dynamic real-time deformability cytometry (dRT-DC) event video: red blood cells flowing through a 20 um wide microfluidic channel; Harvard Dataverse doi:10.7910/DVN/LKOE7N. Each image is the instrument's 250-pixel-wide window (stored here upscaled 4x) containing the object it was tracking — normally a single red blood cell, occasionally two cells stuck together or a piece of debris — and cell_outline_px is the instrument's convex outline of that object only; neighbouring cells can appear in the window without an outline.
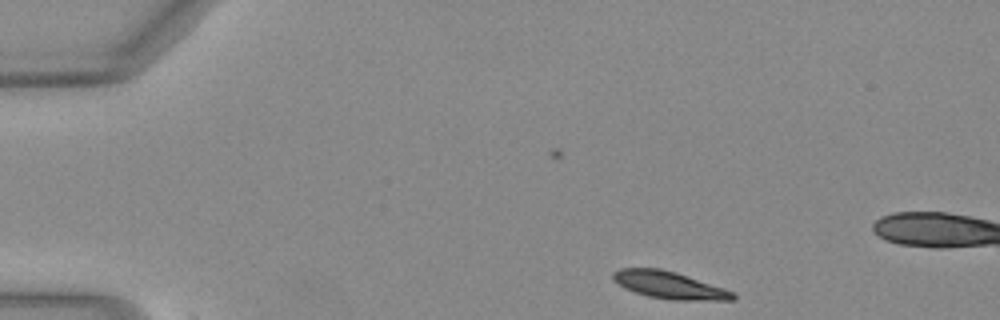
{"species": "Egyptian fruit bat (a non-hibernating species)", "species_latin": "Rousettus aegyptiacus", "temperature_condition": "warm", "stored_images_in_passage": 27, "camera_frame_rate_fps": 3000, "um_per_image_px": 0.085, "animal": {"sex": "female"}, "frame": {"image": 1, "passage_image": 1, "time_ms": 0.0, "image_size_px": [1000, 320], "cell_outline_px": [[736, 300], [672, 300], [648, 296], [624, 288], [612, 276], [612, 272], [620, 268], [660, 268], [676, 272], [736, 292]], "centroid_in_image_um": [56.93, 24.23], "position_along_channel_um": 28.1, "area_um2": 18.96}}
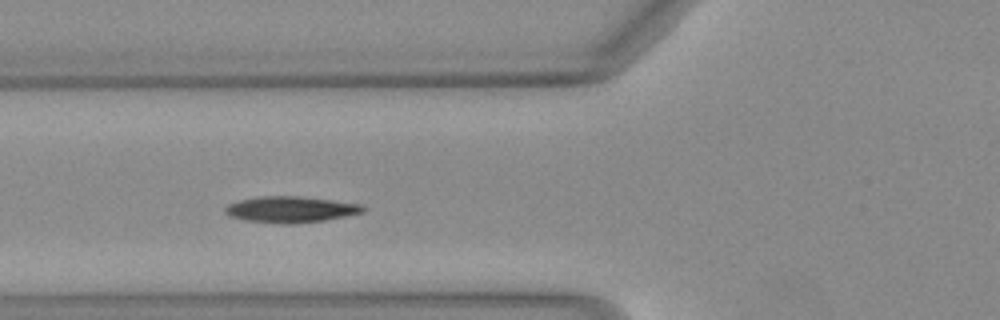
{"frame": {"image": 2, "passage_image": 12, "time_ms": 3.667, "image_size_px": [1000, 320], "cell_outline_px": [[368, 208], [364, 212], [324, 220], [292, 224], [284, 224], [248, 220], [228, 216], [224, 212], [224, 208], [228, 204], [240, 200], [260, 196], [300, 196], [364, 204]], "centroid_in_image_um": [24.74, 17.79], "position_along_channel_um": 101.1, "area_um2": 21.04}}